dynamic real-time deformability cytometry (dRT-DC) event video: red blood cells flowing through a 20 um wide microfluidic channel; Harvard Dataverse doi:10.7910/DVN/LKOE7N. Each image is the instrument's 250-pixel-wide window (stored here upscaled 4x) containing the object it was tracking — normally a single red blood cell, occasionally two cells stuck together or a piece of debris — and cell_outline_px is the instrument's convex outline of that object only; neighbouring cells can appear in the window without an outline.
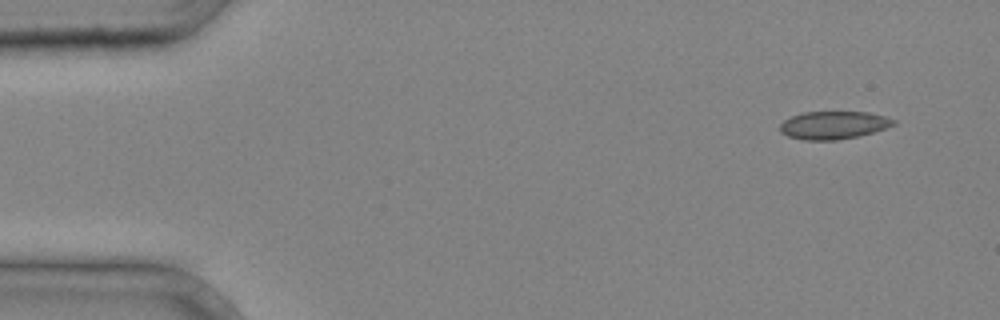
{"species": "common noctule bat (a hibernating species)", "species_latin": "Nyctalus noctula", "temperature_condition": "cold", "stored_images_in_passage": 3, "camera_frame_rate_fps": 3000, "um_per_image_px": 0.085, "animal": {"sex": "male", "body_mass_g": 20.4}, "frame": {"image": 1, "passage_image": 1, "time_ms": 0.0, "image_size_px": [1000, 320], "cell_outline_px": [[896, 124], [872, 132], [856, 136], [836, 140], [804, 140], [788, 136], [780, 132], [780, 124], [784, 120], [792, 116], [804, 112], [868, 112], [884, 116], [896, 120]], "centroid_in_image_um": [70.83, 10.63], "position_along_channel_um": 14.2, "area_um2": 18.26}}